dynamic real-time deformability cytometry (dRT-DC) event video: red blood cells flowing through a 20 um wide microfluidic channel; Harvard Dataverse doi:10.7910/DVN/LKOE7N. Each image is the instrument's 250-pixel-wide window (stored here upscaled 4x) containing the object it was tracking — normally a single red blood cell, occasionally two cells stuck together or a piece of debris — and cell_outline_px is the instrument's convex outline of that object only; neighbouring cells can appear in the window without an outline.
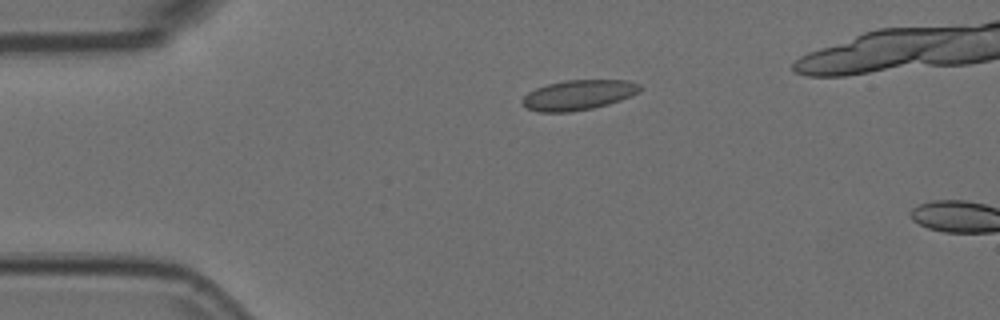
{"species": "Egyptian fruit bat (a non-hibernating species)", "species_latin": "Rousettus aegyptiacus", "temperature_condition": "room temperature", "stored_images_in_passage": 5, "camera_frame_rate_fps": 3000, "um_per_image_px": 0.085, "animal": {"sex": "female"}, "frame": {"image": 1, "passage_image": 5, "time_ms": 1.333, "image_size_px": [1000, 320], "cell_outline_px": [[640, 92], [620, 100], [608, 104], [592, 108], [572, 112], [540, 112], [528, 108], [520, 104], [520, 100], [528, 92], [536, 88], [548, 84], [564, 80], [628, 80], [640, 84]], "centroid_in_image_um": [49.14, 8.07], "position_along_channel_um": 35.9, "area_um2": 20.63}}